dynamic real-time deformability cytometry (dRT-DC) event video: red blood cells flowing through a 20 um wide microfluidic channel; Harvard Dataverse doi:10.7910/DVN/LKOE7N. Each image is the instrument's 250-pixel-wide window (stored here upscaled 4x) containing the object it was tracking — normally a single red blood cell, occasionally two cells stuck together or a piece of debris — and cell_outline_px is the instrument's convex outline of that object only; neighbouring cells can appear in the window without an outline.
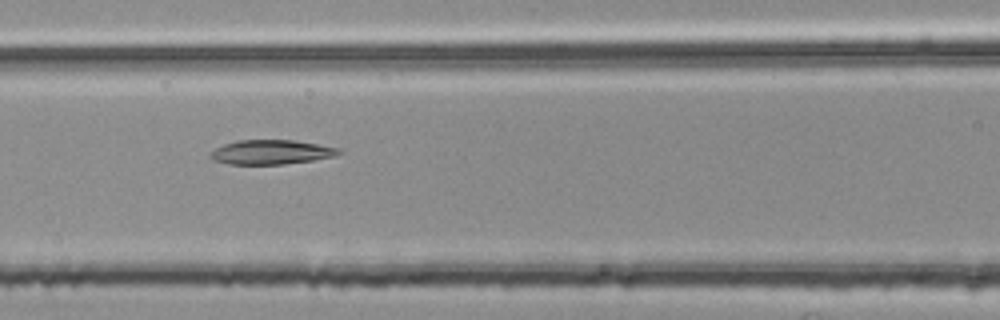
{"species": "common noctule bat (a hibernating species)", "species_latin": "Nyctalus noctula", "temperature_condition": "room temperature", "stored_images_in_passage": 5, "camera_frame_rate_fps": 3000, "um_per_image_px": 0.085, "animal": {"sex": "female", "body_mass_g": 25.1}, "frame": {"image": 1, "passage_image": 5, "time_ms": 1.333, "image_size_px": [1000, 320], "cell_outline_px": [[344, 152], [336, 156], [312, 160], [284, 164], [228, 164], [212, 160], [208, 156], [208, 152], [224, 144], [240, 140], [296, 140], [340, 148]], "centroid_in_image_um": [23.05, 12.93], "position_along_channel_um": 143.5, "area_um2": 18.44}}